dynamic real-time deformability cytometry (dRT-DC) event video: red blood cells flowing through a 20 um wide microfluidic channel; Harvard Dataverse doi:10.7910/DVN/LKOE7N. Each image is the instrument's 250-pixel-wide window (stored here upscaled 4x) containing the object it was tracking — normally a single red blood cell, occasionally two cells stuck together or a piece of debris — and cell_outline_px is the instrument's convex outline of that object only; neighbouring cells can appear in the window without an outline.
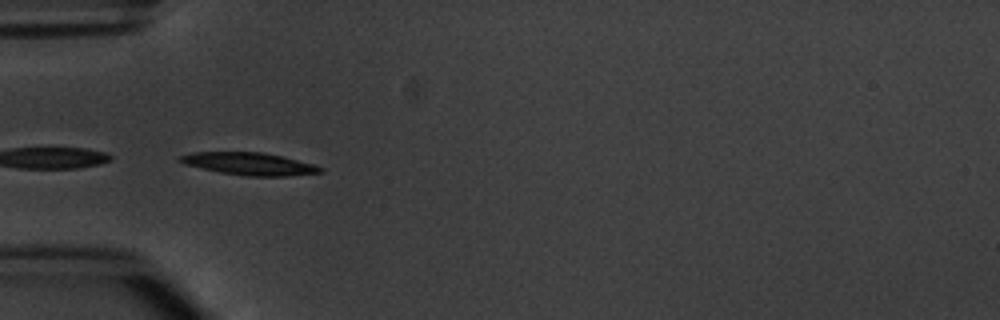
{"species": "common noctule bat (a hibernating species)", "species_latin": "Nyctalus noctula", "temperature_condition": "warm", "stored_images_in_passage": 5, "camera_frame_rate_fps": 3000, "um_per_image_px": 0.085, "animal": {"sex": "male", "body_mass_g": 20.1, "forearm_length_mm": 53.5}, "frame": {"image": 1, "passage_image": 4, "time_ms": 3.667, "image_size_px": [1000, 320], "cell_outline_px": [[324, 172], [288, 176], [244, 176], [220, 172], [184, 164], [176, 160], [180, 156], [192, 152], [264, 152], [312, 164], [324, 168]], "centroid_in_image_um": [21.17, 13.93], "position_along_channel_um": 63.8, "area_um2": 18.26}}